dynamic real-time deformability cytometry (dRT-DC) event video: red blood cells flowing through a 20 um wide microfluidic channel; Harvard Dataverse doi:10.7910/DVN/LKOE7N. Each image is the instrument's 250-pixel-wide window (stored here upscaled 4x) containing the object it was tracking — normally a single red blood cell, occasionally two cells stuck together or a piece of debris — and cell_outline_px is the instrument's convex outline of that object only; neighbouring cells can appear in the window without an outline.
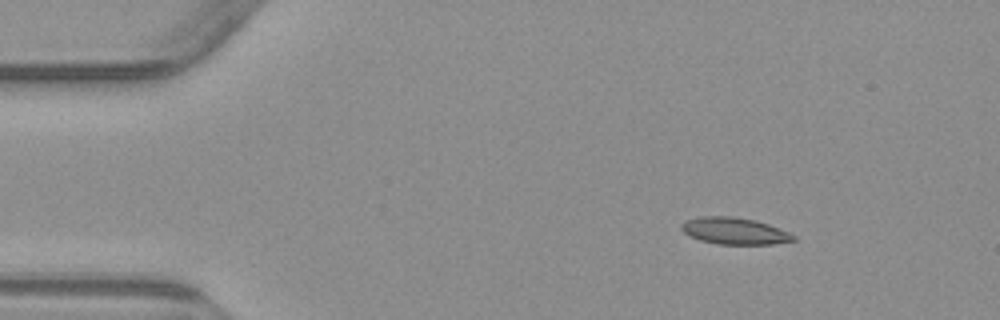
{"species": "common noctule bat (a hibernating species)", "species_latin": "Nyctalus noctula", "temperature_condition": "warm", "stored_images_in_passage": 4, "camera_frame_rate_fps": 3000, "um_per_image_px": 0.085, "animal": {"sex": "male", "body_mass_g": 23.1, "forearm_length_mm": 52.7}, "frame": {"image": 1, "passage_image": 2, "time_ms": 1.333, "image_size_px": [1000, 320], "cell_outline_px": [[796, 240], [772, 244], [716, 244], [700, 240], [684, 232], [680, 228], [680, 224], [688, 220], [700, 216], [732, 216], [756, 220], [780, 228], [796, 236]], "centroid_in_image_um": [62.45, 19.63], "position_along_channel_um": 22.6, "area_um2": 17.46}}